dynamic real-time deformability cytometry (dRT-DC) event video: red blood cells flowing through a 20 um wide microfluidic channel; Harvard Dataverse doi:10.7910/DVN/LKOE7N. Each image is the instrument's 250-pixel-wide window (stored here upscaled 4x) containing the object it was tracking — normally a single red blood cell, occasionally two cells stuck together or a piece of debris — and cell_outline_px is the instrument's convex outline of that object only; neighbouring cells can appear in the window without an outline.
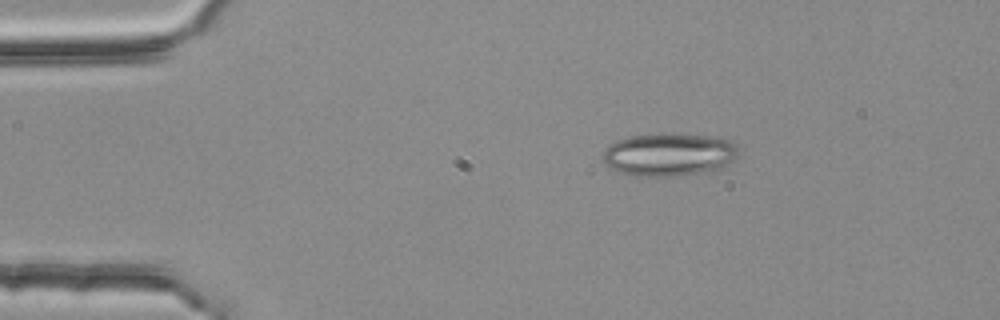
{"species": "common noctule bat (a hibernating species)", "species_latin": "Nyctalus noctula", "temperature_condition": "room temperature", "stored_images_in_passage": 2, "camera_frame_rate_fps": 3000, "um_per_image_px": 0.085, "animal": {"sex": "female", "body_mass_g": 25.1}, "frame": {"image": 1, "passage_image": 1, "time_ms": 0.0, "image_size_px": [1000, 320], "cell_outline_px": [[740, 152], [732, 160], [720, 168], [700, 172], [672, 176], [632, 176], [620, 172], [612, 168], [604, 160], [604, 148], [608, 144], [632, 136], [664, 132], [704, 136], [732, 140], [736, 144]], "centroid_in_image_um": [56.86, 13.12], "position_along_channel_um": 28.1, "area_um2": 33.76}}